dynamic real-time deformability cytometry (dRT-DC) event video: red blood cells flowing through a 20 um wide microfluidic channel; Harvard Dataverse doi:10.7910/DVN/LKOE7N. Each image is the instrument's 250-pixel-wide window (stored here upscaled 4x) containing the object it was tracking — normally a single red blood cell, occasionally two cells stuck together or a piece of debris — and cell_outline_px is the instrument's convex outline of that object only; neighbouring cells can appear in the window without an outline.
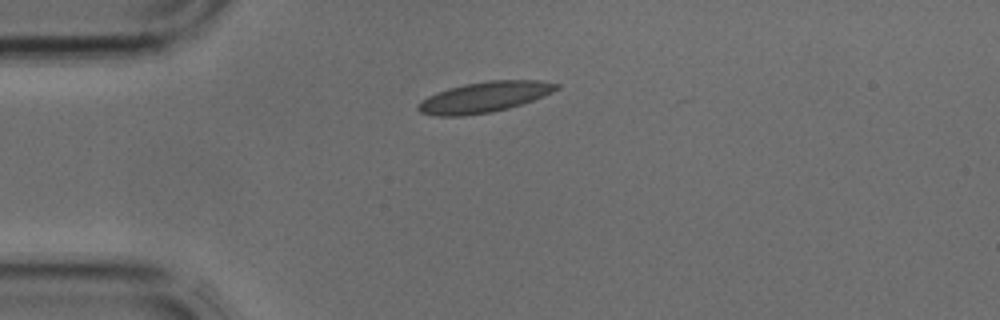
{"species": "common noctule bat (a hibernating species)", "species_latin": "Nyctalus noctula", "temperature_condition": "cold", "stored_images_in_passage": 34, "camera_frame_rate_fps": 3000, "um_per_image_px": 0.085, "animal": {"sex": "male", "body_mass_g": 17.9, "forearm_length_mm": 54.2}, "frame": {"image": 1, "passage_image": 3, "time_ms": 0.667, "image_size_px": [1000, 320], "cell_outline_px": [[560, 88], [544, 96], [508, 108], [492, 112], [460, 116], [436, 116], [420, 112], [416, 108], [428, 96], [448, 88], [464, 84], [488, 80], [540, 80], [560, 84]], "centroid_in_image_um": [41.2, 8.24], "position_along_channel_um": 43.8, "area_um2": 24.51}}
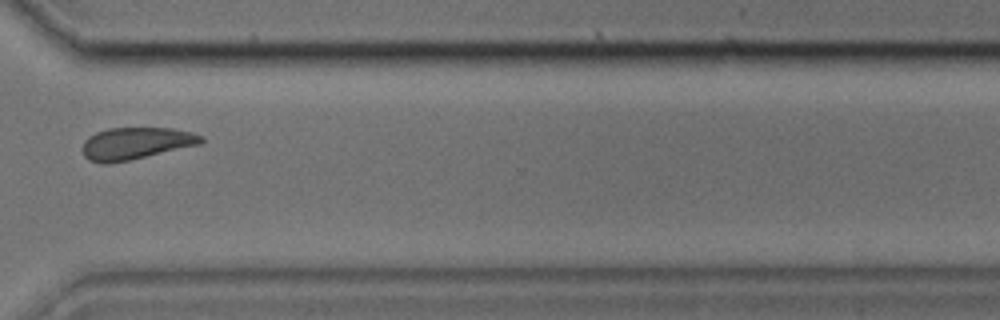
{"frame": {"image": 2, "passage_image": 24, "time_ms": 7.667, "image_size_px": [1000, 320], "cell_outline_px": [[204, 140], [200, 144], [128, 160], [108, 164], [104, 164], [88, 160], [84, 156], [84, 140], [88, 136], [96, 132], [108, 128], [172, 128], [192, 132], [204, 136]], "centroid_in_image_um": [11.54, 12.18], "position_along_channel_um": 359.1, "area_um2": 22.02}}
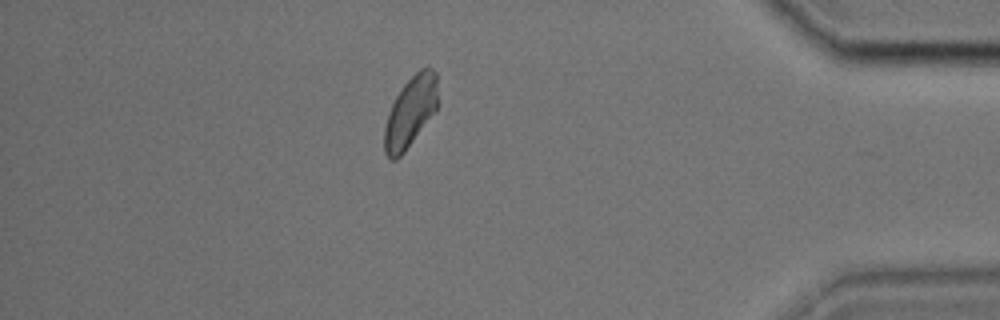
{"frame": {"image": 3, "passage_image": 29, "time_ms": 9.333, "image_size_px": [1000, 320], "cell_outline_px": [[436, 108], [404, 152], [396, 160], [392, 160], [384, 152], [384, 128], [388, 112], [396, 96], [404, 84], [420, 68], [432, 68], [436, 72]], "centroid_in_image_um": [34.84, 9.51], "position_along_channel_um": 400.4, "area_um2": 21.33}}